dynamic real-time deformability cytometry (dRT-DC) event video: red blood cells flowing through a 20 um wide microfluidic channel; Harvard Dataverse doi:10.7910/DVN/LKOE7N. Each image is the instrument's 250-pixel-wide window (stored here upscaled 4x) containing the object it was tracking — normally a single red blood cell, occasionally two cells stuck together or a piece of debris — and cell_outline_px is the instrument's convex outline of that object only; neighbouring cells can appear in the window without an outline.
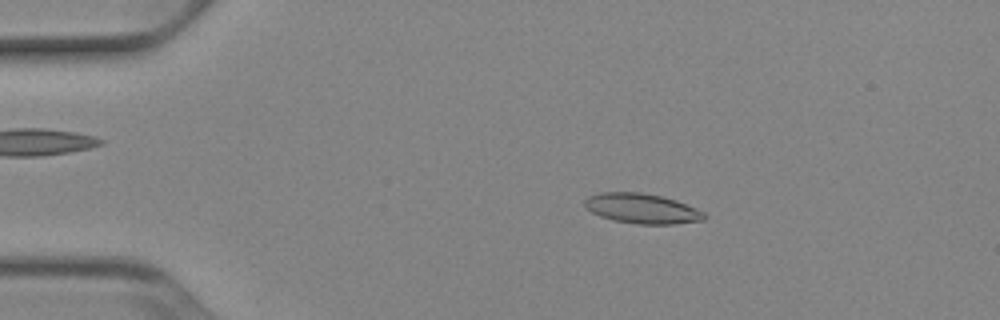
{"species": "Egyptian fruit bat (a non-hibernating species)", "species_latin": "Rousettus aegyptiacus", "temperature_condition": "cold", "stored_images_in_passage": 51, "camera_frame_rate_fps": 3000, "um_per_image_px": 0.085, "animal": {"sex": "female"}, "frame": {"image": 1, "passage_image": 9, "time_ms": 2.667, "image_size_px": [1000, 320], "cell_outline_px": [[708, 216], [704, 220], [672, 224], [636, 224], [616, 220], [600, 216], [592, 212], [584, 204], [584, 200], [588, 196], [600, 192], [640, 192], [660, 196], [676, 200], [696, 208], [704, 212]], "centroid_in_image_um": [54.58, 17.72], "position_along_channel_um": 30.4, "area_um2": 20.81}}
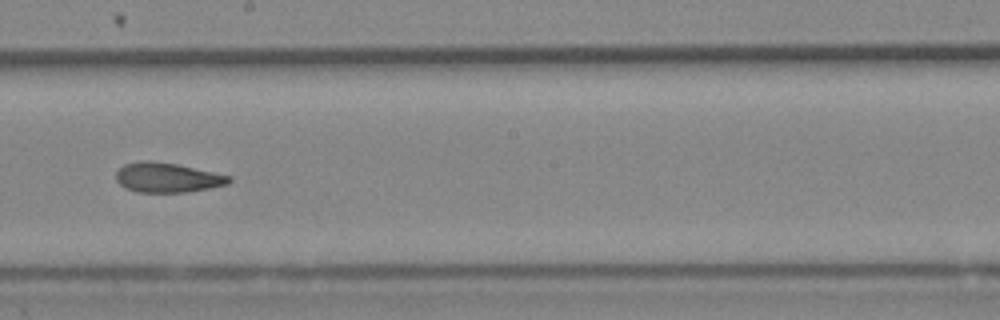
{"frame": {"image": 2, "passage_image": 29, "time_ms": 9.333, "image_size_px": [1000, 320], "cell_outline_px": [[232, 180], [228, 184], [188, 192], [136, 192], [124, 188], [116, 180], [116, 172], [124, 164], [140, 160], [152, 160], [176, 164], [232, 176]], "centroid_in_image_um": [14.2, 15.09], "position_along_channel_um": 234.0, "area_um2": 19.65}}
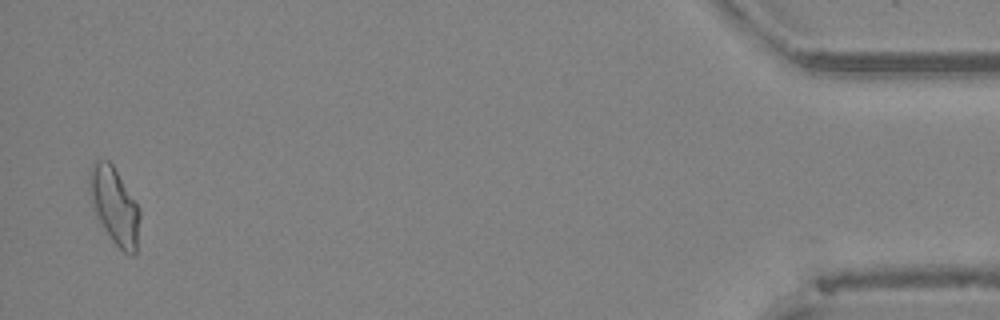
{"frame": {"image": 3, "passage_image": 50, "time_ms": 16.333, "image_size_px": [1000, 320], "cell_outline_px": [[140, 216], [136, 252], [132, 256], [124, 252], [112, 240], [96, 216], [88, 188], [88, 176], [92, 164], [96, 160], [108, 160], [112, 164], [140, 208]], "centroid_in_image_um": [9.73, 17.48], "position_along_channel_um": 425.5, "area_um2": 22.37}, "authors_computed_cell_mechanics": {"area_um2": 20.2878, "velocity_mm_per_s": 3.9198, "shape_relaxation_time_tau1_ms": null, "shape_relaxation_time_tau2_ms": 3.0645, "deformation_change_tau1": null, "deformation_change_tau2": 0.1028}}